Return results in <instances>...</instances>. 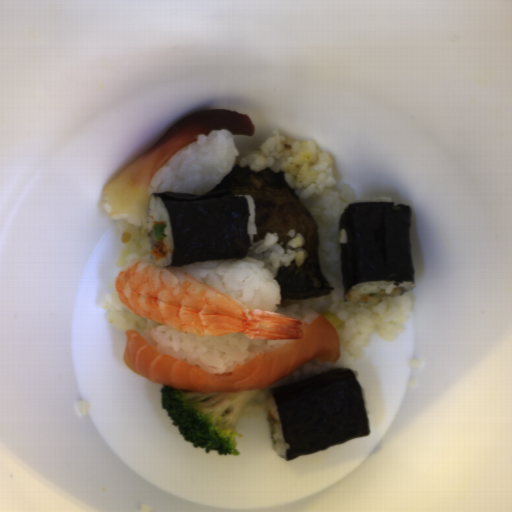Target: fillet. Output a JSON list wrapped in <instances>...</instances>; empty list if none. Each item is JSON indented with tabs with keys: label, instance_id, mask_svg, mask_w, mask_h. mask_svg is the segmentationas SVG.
Segmentation results:
<instances>
[{
	"label": "fillet",
	"instance_id": "obj_1",
	"mask_svg": "<svg viewBox=\"0 0 512 512\" xmlns=\"http://www.w3.org/2000/svg\"><path fill=\"white\" fill-rule=\"evenodd\" d=\"M125 337L122 359L130 372L170 389L204 395L263 390L313 360L333 363L340 356L337 330L319 312L302 339L259 352L228 373L207 371L161 352L137 330H126Z\"/></svg>",
	"mask_w": 512,
	"mask_h": 512
},
{
	"label": "fillet",
	"instance_id": "obj_2",
	"mask_svg": "<svg viewBox=\"0 0 512 512\" xmlns=\"http://www.w3.org/2000/svg\"><path fill=\"white\" fill-rule=\"evenodd\" d=\"M225 129L235 136H254L255 125L244 114L226 109H202L185 116L175 124L141 157L122 171L101 192L110 206L107 217L131 214L142 223L141 235L146 234L148 189L157 172L184 148L197 142L198 135Z\"/></svg>",
	"mask_w": 512,
	"mask_h": 512
}]
</instances>
